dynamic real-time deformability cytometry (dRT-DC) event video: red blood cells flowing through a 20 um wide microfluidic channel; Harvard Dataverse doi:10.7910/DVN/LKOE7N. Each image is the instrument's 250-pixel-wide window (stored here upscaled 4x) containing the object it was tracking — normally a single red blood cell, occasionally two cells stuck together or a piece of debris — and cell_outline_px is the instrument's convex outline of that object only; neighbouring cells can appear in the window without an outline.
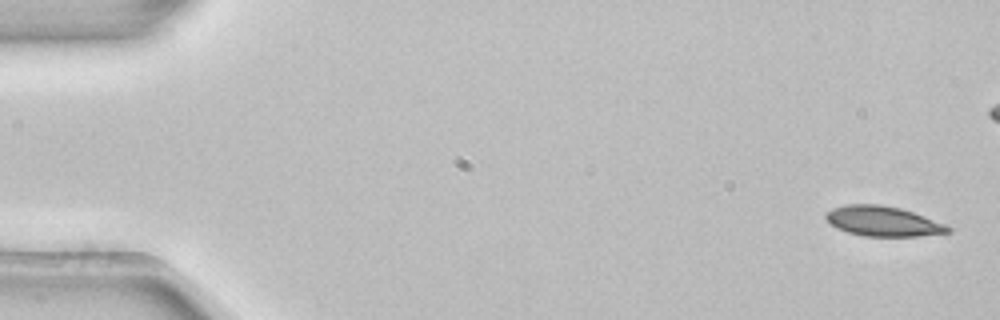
{"species": "common noctule bat (a hibernating species)", "species_latin": "Nyctalus noctula", "temperature_condition": "room temperature", "stored_images_in_passage": 47, "camera_frame_rate_fps": 3000, "um_per_image_px": 0.085, "animal": {"sex": "female", "body_mass_g": 22.7, "forearm_length_mm": 54.2}, "frame": {"image": 1, "passage_image": 1, "time_ms": 0.0, "image_size_px": [1000, 320], "cell_outline_px": [[952, 232], [920, 236], [864, 236], [848, 232], [836, 228], [824, 216], [832, 208], [848, 204], [880, 204], [900, 208], [924, 216], [944, 224], [952, 228]], "centroid_in_image_um": [75.07, 18.81], "position_along_channel_um": 9.9, "area_um2": 21.21}}
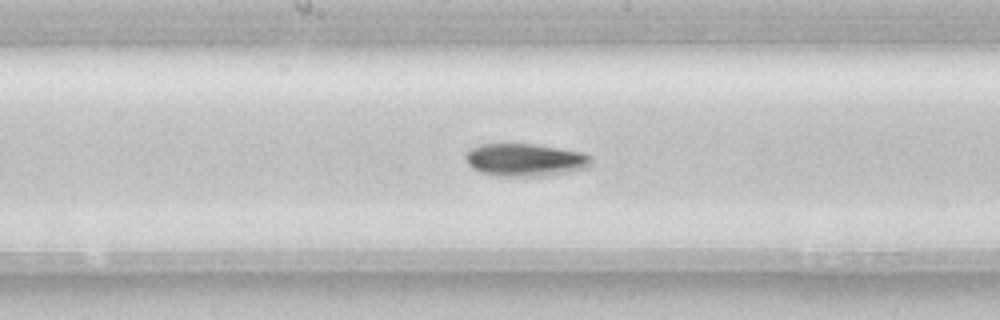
{"frame": {"image": 2, "passage_image": 27, "time_ms": 8.667, "image_size_px": [1000, 320], "cell_outline_px": [[592, 164], [584, 168], [568, 172], [544, 176], [500, 176], [480, 172], [472, 168], [468, 164], [464, 156], [468, 148], [480, 144], [536, 144], [584, 152], [592, 156]], "centroid_in_image_um": [44.63, 13.58], "position_along_channel_um": 203.6, "area_um2": 24.22}}
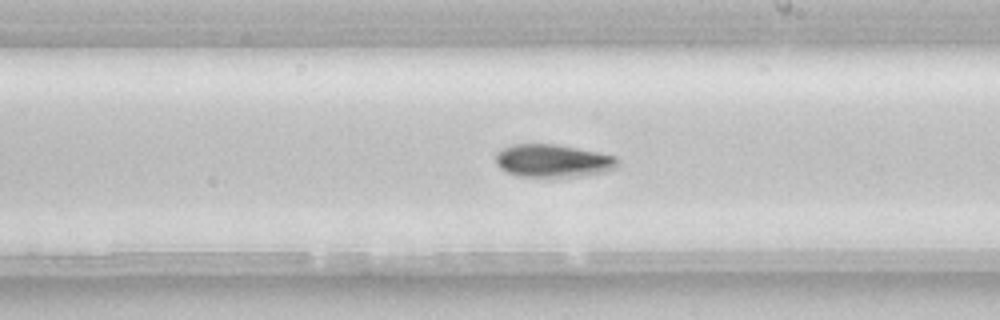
{"frame": {"image": 3, "passage_image": 30, "time_ms": 9.667, "image_size_px": [1000, 320], "cell_outline_px": [[620, 160], [616, 168], [604, 172], [556, 180], [520, 176], [508, 172], [500, 168], [496, 164], [496, 152], [500, 148], [512, 144], [556, 144], [600, 152], [616, 156]], "centroid_in_image_um": [47.01, 13.7], "position_along_channel_um": 242.0, "area_um2": 24.33}}